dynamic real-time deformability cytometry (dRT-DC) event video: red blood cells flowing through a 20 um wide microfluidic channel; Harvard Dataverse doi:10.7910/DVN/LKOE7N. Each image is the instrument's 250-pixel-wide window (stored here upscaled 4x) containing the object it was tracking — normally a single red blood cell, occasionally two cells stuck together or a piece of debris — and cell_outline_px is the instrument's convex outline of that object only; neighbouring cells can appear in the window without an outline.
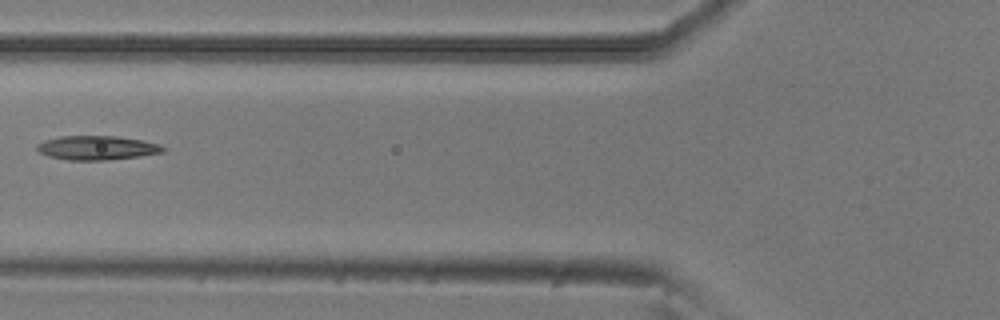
{"species": "common noctule bat (a hibernating species)", "species_latin": "Nyctalus noctula", "temperature_condition": "room temperature", "stored_images_in_passage": 6, "camera_frame_rate_fps": 3000, "um_per_image_px": 0.085, "animal": {"sex": "male", "body_mass_g": 20.5, "forearm_length_mm": 52.5}, "frame": {"image": 1, "passage_image": 6, "time_ms": 1.667, "image_size_px": [1000, 320], "cell_outline_px": [[168, 148], [164, 152], [140, 156], [108, 160], [68, 160], [48, 156], [40, 152], [36, 148], [36, 144], [44, 140], [60, 136], [120, 136], [144, 140], [160, 144]], "centroid_in_image_um": [8.29, 12.56], "position_along_channel_um": 117.5, "area_um2": 17.98}}